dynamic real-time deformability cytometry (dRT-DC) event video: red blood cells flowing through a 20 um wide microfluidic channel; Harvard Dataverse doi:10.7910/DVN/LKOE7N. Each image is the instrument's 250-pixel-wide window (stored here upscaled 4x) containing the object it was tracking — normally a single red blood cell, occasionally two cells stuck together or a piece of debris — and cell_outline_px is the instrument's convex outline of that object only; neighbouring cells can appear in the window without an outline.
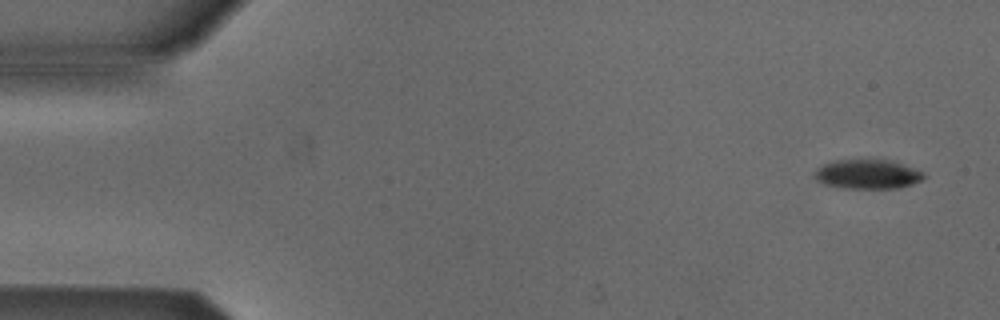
{"species": "Egyptian fruit bat (a non-hibernating species)", "species_latin": "Rousettus aegyptiacus", "temperature_condition": "cold", "stored_images_in_passage": 4, "camera_frame_rate_fps": 3000, "um_per_image_px": 0.085, "animal": {"sex": "male"}, "frame": {"image": 1, "passage_image": 1, "time_ms": 0.0, "image_size_px": [1000, 320], "cell_outline_px": [[924, 176], [920, 180], [912, 184], [896, 188], [844, 188], [824, 184], [816, 180], [816, 168], [824, 164], [836, 160], [888, 160], [924, 172]], "centroid_in_image_um": [73.71, 14.81], "position_along_channel_um": 11.3, "area_um2": 18.26}}